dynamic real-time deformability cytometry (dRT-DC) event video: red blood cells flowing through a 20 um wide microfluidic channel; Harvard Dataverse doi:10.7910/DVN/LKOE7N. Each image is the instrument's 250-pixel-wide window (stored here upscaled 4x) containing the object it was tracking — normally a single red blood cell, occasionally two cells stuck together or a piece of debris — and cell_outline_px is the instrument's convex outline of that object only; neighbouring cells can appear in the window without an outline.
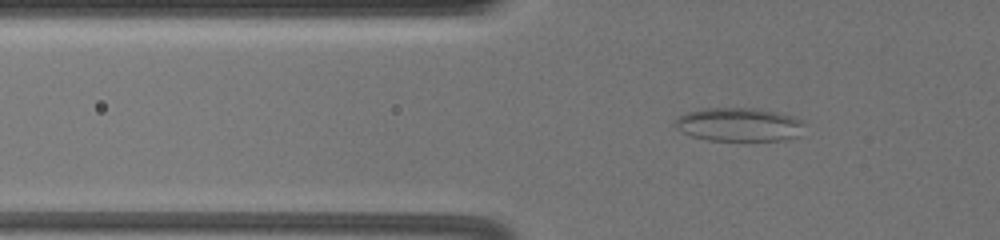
{"species": "common noctule bat (a hibernating species)", "species_latin": "Nyctalus noctula", "temperature_condition": "warm", "stored_images_in_passage": 47, "camera_frame_rate_fps": 3000, "um_per_image_px": 0.085, "animal": {"sex": "female", "body_mass_g": 19.5, "forearm_length_mm": 54.1}, "frame": {"image": 1, "passage_image": 7, "time_ms": 2.0, "image_size_px": [1000, 240], "cell_outline_px": [[804, 124], [800, 136], [784, 140], [708, 140], [692, 136], [676, 128], [676, 116], [688, 112], [704, 108], [756, 108], [776, 112], [792, 116], [804, 120]], "centroid_in_image_um": [62.84, 10.58], "position_along_channel_um": 63.0, "area_um2": 25.32}}
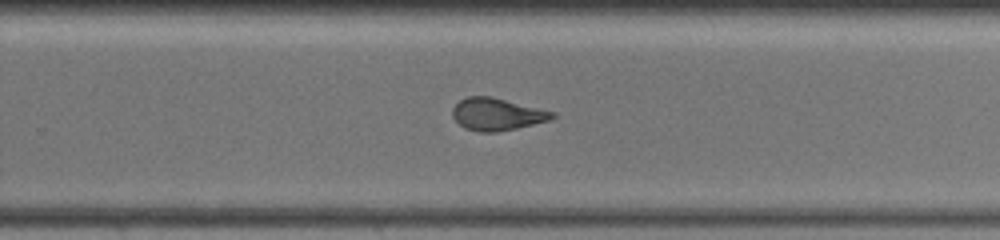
{"frame": {"image": 2, "passage_image": 28, "time_ms": 9.0, "image_size_px": [1000, 240], "cell_outline_px": [[556, 116], [548, 120], [516, 128], [496, 132], [480, 132], [464, 128], [452, 116], [452, 108], [460, 100], [468, 96], [492, 96], [556, 112]], "centroid_in_image_um": [42.23, 9.7], "position_along_channel_um": 287.6, "area_um2": 18.73}}
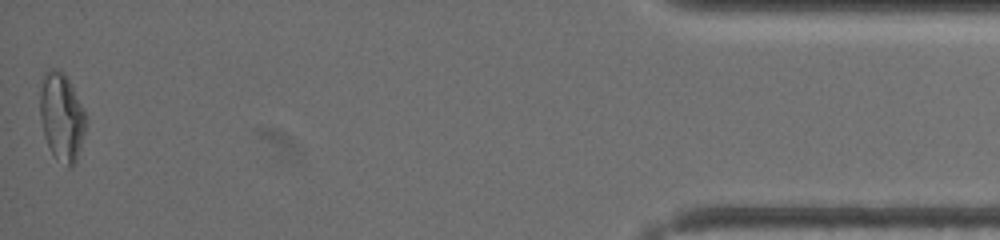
{"frame": {"image": 3, "passage_image": 47, "time_ms": 15.333, "image_size_px": [1000, 240], "cell_outline_px": [[84, 132], [76, 164], [72, 168], [68, 168], [56, 160], [48, 148], [44, 136], [40, 120], [40, 88], [44, 72], [48, 68], [60, 68], [64, 72], [84, 112]], "centroid_in_image_um": [5.19, 9.97], "position_along_channel_um": 430.0, "area_um2": 23.58}, "authors_computed_cell_mechanics": {"area_um2": 20.1144, "velocity_mm_per_s": 3.3981, "shape_relaxation_time_tau1_ms": null, "shape_relaxation_time_tau2_ms": 0.8656, "deformation_change_tau1": null, "deformation_change_tau2": 0.0747}}